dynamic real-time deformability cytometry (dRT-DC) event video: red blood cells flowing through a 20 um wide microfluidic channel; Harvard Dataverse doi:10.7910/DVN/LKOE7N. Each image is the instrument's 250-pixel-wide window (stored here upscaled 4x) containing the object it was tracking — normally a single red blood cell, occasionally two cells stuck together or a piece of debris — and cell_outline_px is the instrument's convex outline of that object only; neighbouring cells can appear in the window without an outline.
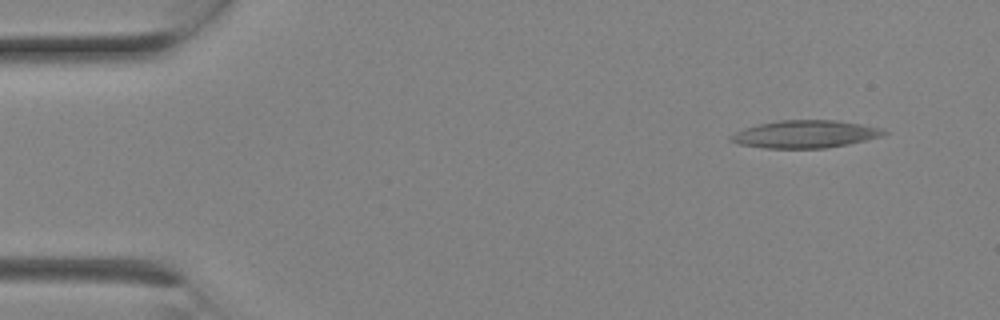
{"species": "Egyptian fruit bat (a non-hibernating species)", "species_latin": "Rousettus aegyptiacus", "temperature_condition": "room temperature", "stored_images_in_passage": 2, "camera_frame_rate_fps": 3000, "um_per_image_px": 0.085, "animal": {"sex": "female"}, "frame": {"image": 1, "passage_image": 1, "time_ms": 0.0, "image_size_px": [1000, 320], "cell_outline_px": [[888, 132], [884, 136], [848, 144], [824, 148], [764, 148], [740, 144], [728, 140], [736, 132], [744, 128], [760, 124], [780, 120], [836, 120], [860, 124], [880, 128]], "centroid_in_image_um": [68.46, 11.4], "position_along_channel_um": 16.5, "area_um2": 24.39}}
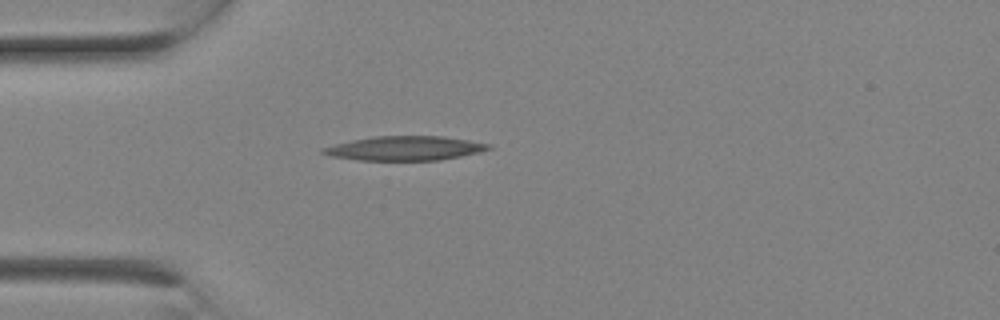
{"frame": {"image": 2, "passage_image": 2, "time_ms": 0.333, "image_size_px": [1000, 320], "cell_outline_px": [[492, 148], [480, 152], [440, 160], [356, 160], [332, 156], [320, 152], [320, 148], [352, 140], [376, 136], [444, 136], [468, 140], [488, 144]], "centroid_in_image_um": [34.4, 12.6], "position_along_channel_um": 50.6, "area_um2": 23.24}}